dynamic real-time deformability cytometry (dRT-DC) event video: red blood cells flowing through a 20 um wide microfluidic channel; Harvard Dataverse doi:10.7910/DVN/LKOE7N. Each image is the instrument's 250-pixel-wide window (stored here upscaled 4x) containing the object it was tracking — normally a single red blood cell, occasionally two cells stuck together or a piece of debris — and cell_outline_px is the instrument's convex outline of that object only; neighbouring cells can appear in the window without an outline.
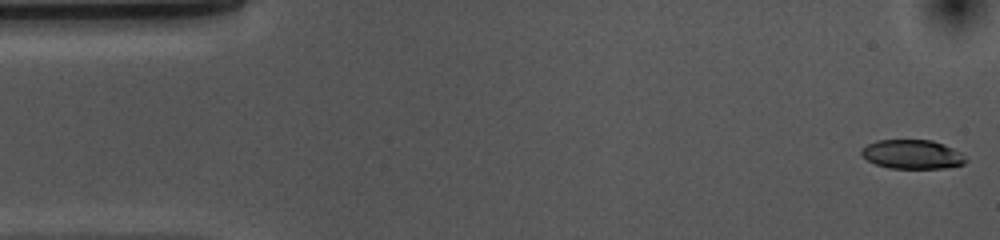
{"species": "common noctule bat (a hibernating species)", "species_latin": "Nyctalus noctula", "temperature_condition": "cold", "stored_images_in_passage": 10, "camera_frame_rate_fps": 3000, "um_per_image_px": 0.085, "animal": {"sex": "female", "body_mass_g": 10.0, "forearm_length_mm": 53.1}, "frame": {"image": 1, "passage_image": 1, "time_ms": 0.0, "image_size_px": [1000, 240], "cell_outline_px": [[964, 160], [960, 164], [940, 168], [892, 168], [876, 164], [868, 160], [860, 152], [868, 144], [880, 140], [928, 140], [940, 144], [948, 148]], "centroid_in_image_um": [77.39, 13.12], "position_along_channel_um": 7.6, "area_um2": 16.53}}